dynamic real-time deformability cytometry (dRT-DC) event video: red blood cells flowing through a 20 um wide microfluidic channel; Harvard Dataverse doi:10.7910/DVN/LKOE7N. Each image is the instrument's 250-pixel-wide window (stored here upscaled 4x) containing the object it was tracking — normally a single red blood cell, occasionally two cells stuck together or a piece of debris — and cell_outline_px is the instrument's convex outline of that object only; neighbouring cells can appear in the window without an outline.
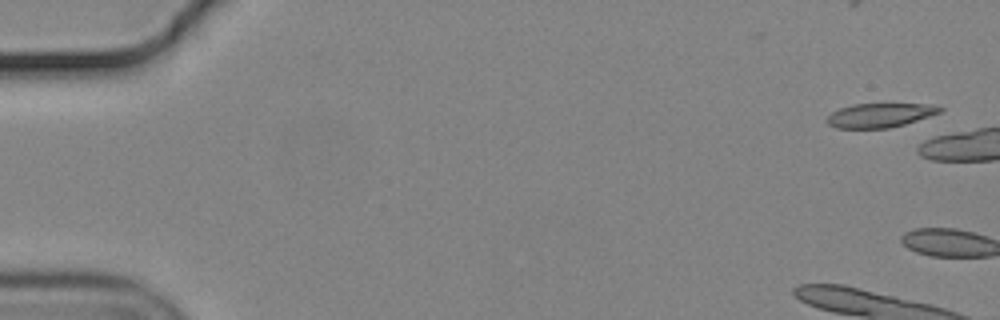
{"species": "common noctule bat (a hibernating species)", "species_latin": "Nyctalus noctula", "temperature_condition": "cold", "stored_images_in_passage": 3, "camera_frame_rate_fps": 3000, "um_per_image_px": 0.085, "animal": {"sex": "male", "body_mass_g": 19.2, "forearm_length_mm": 51.8}, "frame": {"image": 1, "passage_image": 1, "time_ms": 0.0, "image_size_px": [1000, 320], "cell_outline_px": [[944, 108], [940, 112], [904, 124], [888, 128], [836, 128], [828, 124], [828, 116], [832, 112], [840, 108], [852, 104], [936, 104]], "centroid_in_image_um": [74.8, 9.79], "position_along_channel_um": 10.2, "area_um2": 15.72}}